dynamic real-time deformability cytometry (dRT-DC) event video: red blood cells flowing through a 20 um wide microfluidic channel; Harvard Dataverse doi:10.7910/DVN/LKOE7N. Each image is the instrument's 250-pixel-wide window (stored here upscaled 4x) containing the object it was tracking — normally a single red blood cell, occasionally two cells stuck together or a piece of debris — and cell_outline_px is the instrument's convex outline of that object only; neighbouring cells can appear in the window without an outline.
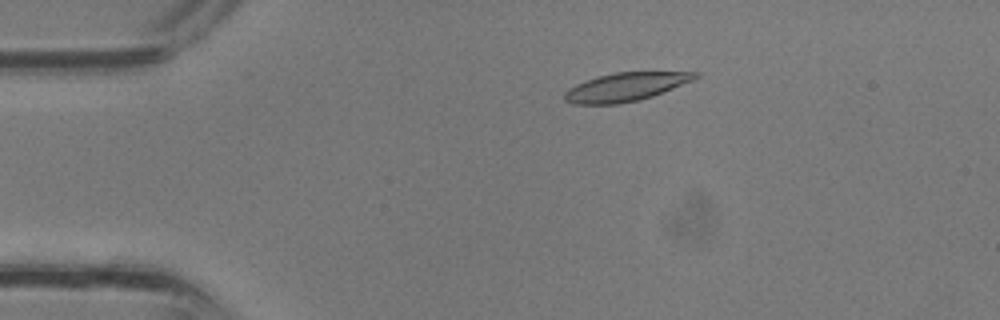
{"species": "common noctule bat (a hibernating species)", "species_latin": "Nyctalus noctula", "temperature_condition": "room temperature", "stored_images_in_passage": 31, "camera_frame_rate_fps": 3000, "um_per_image_px": 0.085, "animal": {"sex": "male", "body_mass_g": 13.3}, "frame": {"image": 1, "passage_image": 2, "time_ms": 0.333, "image_size_px": [1000, 320], "cell_outline_px": [[700, 76], [692, 80], [652, 96], [640, 100], [616, 104], [572, 104], [564, 100], [564, 92], [568, 88], [576, 84], [600, 76], [616, 72], [700, 72]], "centroid_in_image_um": [53.15, 7.39], "position_along_channel_um": 31.9, "area_um2": 21.39}}
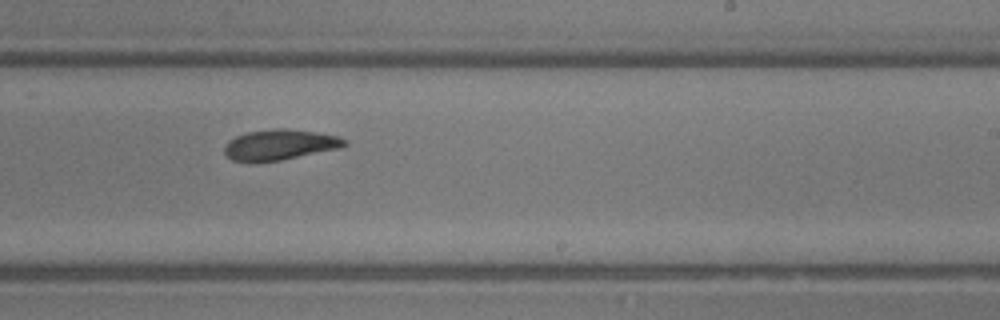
{"frame": {"image": 2, "passage_image": 17, "time_ms": 5.333, "image_size_px": [1000, 320], "cell_outline_px": [[348, 144], [344, 148], [280, 160], [232, 160], [224, 152], [224, 148], [228, 140], [236, 136], [248, 132], [272, 128], [284, 128], [316, 132], [340, 136], [348, 140]], "centroid_in_image_um": [23.88, 12.27], "position_along_channel_um": 265.1, "area_um2": 21.27}}
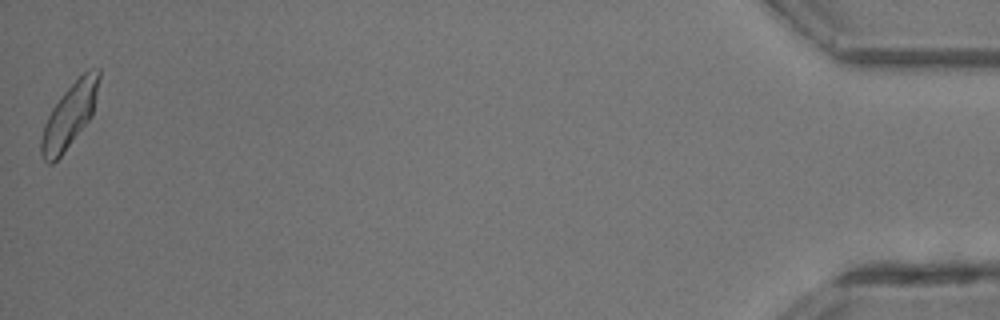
{"frame": {"image": 3, "passage_image": 31, "time_ms": 10.0, "image_size_px": [1000, 320], "cell_outline_px": [[100, 76], [92, 116], [60, 156], [52, 164], [48, 164], [44, 160], [40, 152], [40, 140], [44, 124], [52, 108], [64, 92], [88, 68], [100, 68]], "centroid_in_image_um": [5.9, 9.81], "position_along_channel_um": 429.3, "area_um2": 21.21}}